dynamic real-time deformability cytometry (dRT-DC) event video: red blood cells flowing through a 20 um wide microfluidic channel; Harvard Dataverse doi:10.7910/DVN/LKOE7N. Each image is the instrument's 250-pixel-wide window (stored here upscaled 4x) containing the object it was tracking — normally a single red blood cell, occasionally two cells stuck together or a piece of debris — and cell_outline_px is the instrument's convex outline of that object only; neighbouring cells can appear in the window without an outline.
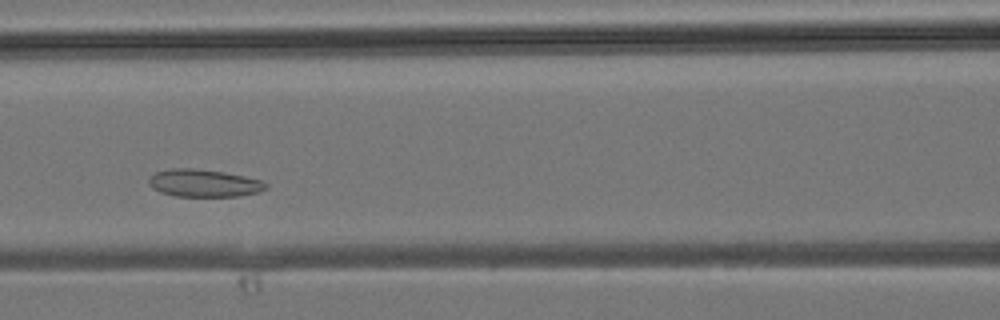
{"species": "common noctule bat (a hibernating species)", "species_latin": "Nyctalus noctula", "temperature_condition": "room temperature", "stored_images_in_passage": 23, "camera_frame_rate_fps": 3000, "um_per_image_px": 0.085, "animal": {"sex": "male", "body_mass_g": 19.2, "forearm_length_mm": 51.8}, "frame": {"image": 1, "passage_image": 10, "time_ms": 3.0, "image_size_px": [1000, 320], "cell_outline_px": [[268, 188], [260, 192], [240, 196], [176, 196], [160, 192], [152, 188], [148, 184], [148, 180], [156, 172], [172, 168], [192, 168], [224, 172], [244, 176], [260, 180], [268, 184]], "centroid_in_image_um": [17.35, 15.57], "position_along_channel_um": 149.3, "area_um2": 18.79}}
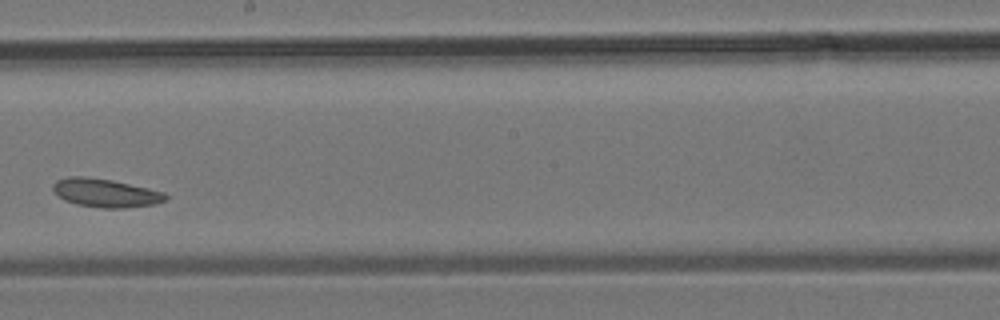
{"frame": {"image": 2, "passage_image": 15, "time_ms": 4.667, "image_size_px": [1000, 320], "cell_outline_px": [[168, 200], [156, 204], [124, 208], [100, 208], [76, 204], [64, 200], [52, 188], [52, 184], [56, 180], [68, 176], [84, 176], [112, 180], [164, 192], [168, 196]], "centroid_in_image_um": [8.98, 16.4], "position_along_channel_um": 239.2, "area_um2": 18.73}}
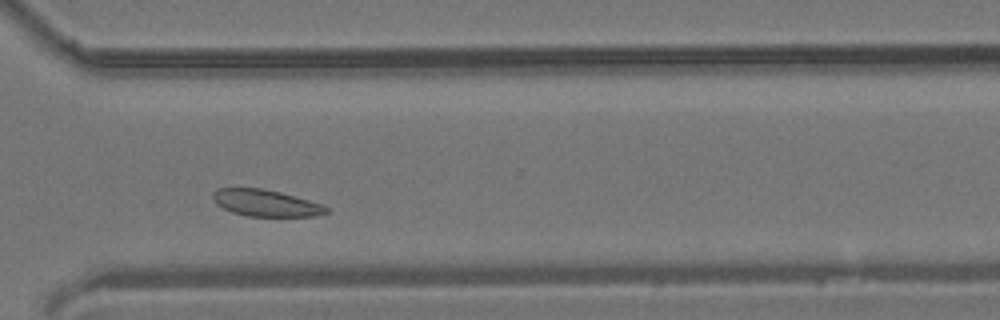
{"frame": {"image": 3, "passage_image": 21, "time_ms": 6.667, "image_size_px": [1000, 320], "cell_outline_px": [[328, 212], [316, 216], [248, 216], [232, 212], [216, 204], [212, 196], [220, 188], [260, 188], [280, 192], [308, 200], [320, 204], [328, 208]], "centroid_in_image_um": [22.59, 17.26], "position_along_channel_um": 348.0, "area_um2": 17.28}}